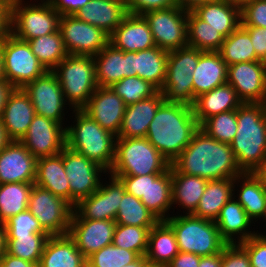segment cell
Instances as JSON below:
<instances>
[{"label":"cell","instance_id":"cell-1","mask_svg":"<svg viewBox=\"0 0 266 267\" xmlns=\"http://www.w3.org/2000/svg\"><path fill=\"white\" fill-rule=\"evenodd\" d=\"M171 165L179 173L199 176L207 181L234 179L244 173L230 144L217 141L200 128Z\"/></svg>","mask_w":266,"mask_h":267},{"label":"cell","instance_id":"cell-2","mask_svg":"<svg viewBox=\"0 0 266 267\" xmlns=\"http://www.w3.org/2000/svg\"><path fill=\"white\" fill-rule=\"evenodd\" d=\"M198 129L192 106L164 101L149 124L146 138L171 164Z\"/></svg>","mask_w":266,"mask_h":267},{"label":"cell","instance_id":"cell-3","mask_svg":"<svg viewBox=\"0 0 266 267\" xmlns=\"http://www.w3.org/2000/svg\"><path fill=\"white\" fill-rule=\"evenodd\" d=\"M237 123L230 146L239 168L253 172L266 159V104L242 103L237 109Z\"/></svg>","mask_w":266,"mask_h":267},{"label":"cell","instance_id":"cell-4","mask_svg":"<svg viewBox=\"0 0 266 267\" xmlns=\"http://www.w3.org/2000/svg\"><path fill=\"white\" fill-rule=\"evenodd\" d=\"M74 121L66 126V146L108 173L115 159L116 135L102 128L82 110H73Z\"/></svg>","mask_w":266,"mask_h":267},{"label":"cell","instance_id":"cell-5","mask_svg":"<svg viewBox=\"0 0 266 267\" xmlns=\"http://www.w3.org/2000/svg\"><path fill=\"white\" fill-rule=\"evenodd\" d=\"M170 162L146 137L116 138L115 159L109 171L113 176L162 174Z\"/></svg>","mask_w":266,"mask_h":267},{"label":"cell","instance_id":"cell-6","mask_svg":"<svg viewBox=\"0 0 266 267\" xmlns=\"http://www.w3.org/2000/svg\"><path fill=\"white\" fill-rule=\"evenodd\" d=\"M165 222L175 234L179 252L210 256L221 253L227 245L214 221L178 213Z\"/></svg>","mask_w":266,"mask_h":267},{"label":"cell","instance_id":"cell-7","mask_svg":"<svg viewBox=\"0 0 266 267\" xmlns=\"http://www.w3.org/2000/svg\"><path fill=\"white\" fill-rule=\"evenodd\" d=\"M52 71L70 111L81 110L98 87L93 56L67 55Z\"/></svg>","mask_w":266,"mask_h":267},{"label":"cell","instance_id":"cell-8","mask_svg":"<svg viewBox=\"0 0 266 267\" xmlns=\"http://www.w3.org/2000/svg\"><path fill=\"white\" fill-rule=\"evenodd\" d=\"M202 52L188 45L168 52L166 77L160 90L165 101L194 105L192 73Z\"/></svg>","mask_w":266,"mask_h":267},{"label":"cell","instance_id":"cell-9","mask_svg":"<svg viewBox=\"0 0 266 267\" xmlns=\"http://www.w3.org/2000/svg\"><path fill=\"white\" fill-rule=\"evenodd\" d=\"M24 2V3H23ZM16 0L10 8V33L28 41L59 30L61 15L46 0Z\"/></svg>","mask_w":266,"mask_h":267},{"label":"cell","instance_id":"cell-10","mask_svg":"<svg viewBox=\"0 0 266 267\" xmlns=\"http://www.w3.org/2000/svg\"><path fill=\"white\" fill-rule=\"evenodd\" d=\"M121 180L125 191L140 199L160 221L167 220L172 206V177L170 168L162 174L141 176H115Z\"/></svg>","mask_w":266,"mask_h":267},{"label":"cell","instance_id":"cell-11","mask_svg":"<svg viewBox=\"0 0 266 267\" xmlns=\"http://www.w3.org/2000/svg\"><path fill=\"white\" fill-rule=\"evenodd\" d=\"M4 79L13 88H24L47 70L32 53L27 41L9 34L1 43Z\"/></svg>","mask_w":266,"mask_h":267},{"label":"cell","instance_id":"cell-12","mask_svg":"<svg viewBox=\"0 0 266 267\" xmlns=\"http://www.w3.org/2000/svg\"><path fill=\"white\" fill-rule=\"evenodd\" d=\"M73 209L64 199L33 185L29 196L28 210L49 236L68 234Z\"/></svg>","mask_w":266,"mask_h":267},{"label":"cell","instance_id":"cell-13","mask_svg":"<svg viewBox=\"0 0 266 267\" xmlns=\"http://www.w3.org/2000/svg\"><path fill=\"white\" fill-rule=\"evenodd\" d=\"M152 32L154 43L167 52L188 45V11L173 6L167 9L151 10L143 14Z\"/></svg>","mask_w":266,"mask_h":267},{"label":"cell","instance_id":"cell-14","mask_svg":"<svg viewBox=\"0 0 266 267\" xmlns=\"http://www.w3.org/2000/svg\"><path fill=\"white\" fill-rule=\"evenodd\" d=\"M63 165L69 181L70 205L73 208L81 199L89 197L99 188L102 174H108L105 169L67 146L63 149Z\"/></svg>","mask_w":266,"mask_h":267},{"label":"cell","instance_id":"cell-15","mask_svg":"<svg viewBox=\"0 0 266 267\" xmlns=\"http://www.w3.org/2000/svg\"><path fill=\"white\" fill-rule=\"evenodd\" d=\"M59 30L68 55L95 56L109 43L107 33L74 15L61 16Z\"/></svg>","mask_w":266,"mask_h":267},{"label":"cell","instance_id":"cell-16","mask_svg":"<svg viewBox=\"0 0 266 267\" xmlns=\"http://www.w3.org/2000/svg\"><path fill=\"white\" fill-rule=\"evenodd\" d=\"M23 90L30 97L35 114L50 118L64 127L65 105H69L63 95L61 85L53 71H46L42 76L28 83Z\"/></svg>","mask_w":266,"mask_h":267},{"label":"cell","instance_id":"cell-17","mask_svg":"<svg viewBox=\"0 0 266 267\" xmlns=\"http://www.w3.org/2000/svg\"><path fill=\"white\" fill-rule=\"evenodd\" d=\"M109 182L103 184L89 197L81 199L74 211L82 219L91 220H113L116 219L119 205L123 198L125 187L121 180L113 175L107 174Z\"/></svg>","mask_w":266,"mask_h":267},{"label":"cell","instance_id":"cell-18","mask_svg":"<svg viewBox=\"0 0 266 267\" xmlns=\"http://www.w3.org/2000/svg\"><path fill=\"white\" fill-rule=\"evenodd\" d=\"M20 142L36 158L54 156L66 147V127L50 118L35 115Z\"/></svg>","mask_w":266,"mask_h":267},{"label":"cell","instance_id":"cell-19","mask_svg":"<svg viewBox=\"0 0 266 267\" xmlns=\"http://www.w3.org/2000/svg\"><path fill=\"white\" fill-rule=\"evenodd\" d=\"M115 227L116 222L113 220L82 219L73 210L68 235L87 259L93 253L112 244Z\"/></svg>","mask_w":266,"mask_h":267},{"label":"cell","instance_id":"cell-20","mask_svg":"<svg viewBox=\"0 0 266 267\" xmlns=\"http://www.w3.org/2000/svg\"><path fill=\"white\" fill-rule=\"evenodd\" d=\"M227 82L243 103L266 102V67L260 60L228 66Z\"/></svg>","mask_w":266,"mask_h":267},{"label":"cell","instance_id":"cell-21","mask_svg":"<svg viewBox=\"0 0 266 267\" xmlns=\"http://www.w3.org/2000/svg\"><path fill=\"white\" fill-rule=\"evenodd\" d=\"M123 99L110 87H97L87 104L81 109L102 128L118 135L126 110Z\"/></svg>","mask_w":266,"mask_h":267},{"label":"cell","instance_id":"cell-22","mask_svg":"<svg viewBox=\"0 0 266 267\" xmlns=\"http://www.w3.org/2000/svg\"><path fill=\"white\" fill-rule=\"evenodd\" d=\"M37 158L20 141H10L0 151V184L35 183Z\"/></svg>","mask_w":266,"mask_h":267},{"label":"cell","instance_id":"cell-23","mask_svg":"<svg viewBox=\"0 0 266 267\" xmlns=\"http://www.w3.org/2000/svg\"><path fill=\"white\" fill-rule=\"evenodd\" d=\"M99 87H110L123 78L137 76L134 72V52H124L108 43L93 56Z\"/></svg>","mask_w":266,"mask_h":267},{"label":"cell","instance_id":"cell-24","mask_svg":"<svg viewBox=\"0 0 266 267\" xmlns=\"http://www.w3.org/2000/svg\"><path fill=\"white\" fill-rule=\"evenodd\" d=\"M109 43L124 52H138L155 45L149 24L143 15L127 13L109 35Z\"/></svg>","mask_w":266,"mask_h":267},{"label":"cell","instance_id":"cell-25","mask_svg":"<svg viewBox=\"0 0 266 267\" xmlns=\"http://www.w3.org/2000/svg\"><path fill=\"white\" fill-rule=\"evenodd\" d=\"M35 109L23 88H13L3 107L1 120L11 141H20L26 134Z\"/></svg>","mask_w":266,"mask_h":267},{"label":"cell","instance_id":"cell-26","mask_svg":"<svg viewBox=\"0 0 266 267\" xmlns=\"http://www.w3.org/2000/svg\"><path fill=\"white\" fill-rule=\"evenodd\" d=\"M253 223L255 224L234 197L222 207L215 220L220 235L227 244H240L256 235L258 230L255 232V229H250Z\"/></svg>","mask_w":266,"mask_h":267},{"label":"cell","instance_id":"cell-27","mask_svg":"<svg viewBox=\"0 0 266 267\" xmlns=\"http://www.w3.org/2000/svg\"><path fill=\"white\" fill-rule=\"evenodd\" d=\"M164 101L163 93L158 91L149 98L127 105L116 138L146 137L149 124Z\"/></svg>","mask_w":266,"mask_h":267},{"label":"cell","instance_id":"cell-28","mask_svg":"<svg viewBox=\"0 0 266 267\" xmlns=\"http://www.w3.org/2000/svg\"><path fill=\"white\" fill-rule=\"evenodd\" d=\"M127 13L125 0H90L74 16L110 35Z\"/></svg>","mask_w":266,"mask_h":267},{"label":"cell","instance_id":"cell-29","mask_svg":"<svg viewBox=\"0 0 266 267\" xmlns=\"http://www.w3.org/2000/svg\"><path fill=\"white\" fill-rule=\"evenodd\" d=\"M227 64L219 51H203L193 76V97L211 91L227 82Z\"/></svg>","mask_w":266,"mask_h":267},{"label":"cell","instance_id":"cell-30","mask_svg":"<svg viewBox=\"0 0 266 267\" xmlns=\"http://www.w3.org/2000/svg\"><path fill=\"white\" fill-rule=\"evenodd\" d=\"M242 103L235 89L226 82L197 97L192 107L200 126L206 119L214 115L238 109Z\"/></svg>","mask_w":266,"mask_h":267},{"label":"cell","instance_id":"cell-31","mask_svg":"<svg viewBox=\"0 0 266 267\" xmlns=\"http://www.w3.org/2000/svg\"><path fill=\"white\" fill-rule=\"evenodd\" d=\"M236 185L237 188L238 186L240 187L238 191L236 190ZM233 197L242 205L253 222H257L261 218L265 222L266 189L252 172H244L234 178Z\"/></svg>","mask_w":266,"mask_h":267},{"label":"cell","instance_id":"cell-32","mask_svg":"<svg viewBox=\"0 0 266 267\" xmlns=\"http://www.w3.org/2000/svg\"><path fill=\"white\" fill-rule=\"evenodd\" d=\"M192 12L225 38L241 25V10L226 0H212L196 6Z\"/></svg>","mask_w":266,"mask_h":267},{"label":"cell","instance_id":"cell-33","mask_svg":"<svg viewBox=\"0 0 266 267\" xmlns=\"http://www.w3.org/2000/svg\"><path fill=\"white\" fill-rule=\"evenodd\" d=\"M35 185L50 191L70 204V187L60 154L37 158Z\"/></svg>","mask_w":266,"mask_h":267},{"label":"cell","instance_id":"cell-34","mask_svg":"<svg viewBox=\"0 0 266 267\" xmlns=\"http://www.w3.org/2000/svg\"><path fill=\"white\" fill-rule=\"evenodd\" d=\"M38 267H87L86 258L69 235L50 236Z\"/></svg>","mask_w":266,"mask_h":267},{"label":"cell","instance_id":"cell-35","mask_svg":"<svg viewBox=\"0 0 266 267\" xmlns=\"http://www.w3.org/2000/svg\"><path fill=\"white\" fill-rule=\"evenodd\" d=\"M178 253L172 228L165 221H159L149 231L145 254L147 261L152 267H166Z\"/></svg>","mask_w":266,"mask_h":267},{"label":"cell","instance_id":"cell-36","mask_svg":"<svg viewBox=\"0 0 266 267\" xmlns=\"http://www.w3.org/2000/svg\"><path fill=\"white\" fill-rule=\"evenodd\" d=\"M172 177V205H178L183 210V214H193L202 197L207 180L199 176H190L179 173L171 165Z\"/></svg>","mask_w":266,"mask_h":267},{"label":"cell","instance_id":"cell-37","mask_svg":"<svg viewBox=\"0 0 266 267\" xmlns=\"http://www.w3.org/2000/svg\"><path fill=\"white\" fill-rule=\"evenodd\" d=\"M233 186L234 179L208 181L192 215L215 222L222 207L233 197Z\"/></svg>","mask_w":266,"mask_h":267},{"label":"cell","instance_id":"cell-38","mask_svg":"<svg viewBox=\"0 0 266 267\" xmlns=\"http://www.w3.org/2000/svg\"><path fill=\"white\" fill-rule=\"evenodd\" d=\"M168 52L157 46L134 52V72L152 85L159 91L166 77Z\"/></svg>","mask_w":266,"mask_h":267},{"label":"cell","instance_id":"cell-39","mask_svg":"<svg viewBox=\"0 0 266 267\" xmlns=\"http://www.w3.org/2000/svg\"><path fill=\"white\" fill-rule=\"evenodd\" d=\"M34 183L0 184V223L28 209L30 192Z\"/></svg>","mask_w":266,"mask_h":267},{"label":"cell","instance_id":"cell-40","mask_svg":"<svg viewBox=\"0 0 266 267\" xmlns=\"http://www.w3.org/2000/svg\"><path fill=\"white\" fill-rule=\"evenodd\" d=\"M38 61L52 71L68 54L60 30L27 41Z\"/></svg>","mask_w":266,"mask_h":267},{"label":"cell","instance_id":"cell-41","mask_svg":"<svg viewBox=\"0 0 266 267\" xmlns=\"http://www.w3.org/2000/svg\"><path fill=\"white\" fill-rule=\"evenodd\" d=\"M219 53L227 66L260 60L256 56L249 33L241 25L225 38Z\"/></svg>","mask_w":266,"mask_h":267},{"label":"cell","instance_id":"cell-42","mask_svg":"<svg viewBox=\"0 0 266 267\" xmlns=\"http://www.w3.org/2000/svg\"><path fill=\"white\" fill-rule=\"evenodd\" d=\"M188 46L202 51H219L225 37L199 19L192 11L187 16Z\"/></svg>","mask_w":266,"mask_h":267},{"label":"cell","instance_id":"cell-43","mask_svg":"<svg viewBox=\"0 0 266 267\" xmlns=\"http://www.w3.org/2000/svg\"><path fill=\"white\" fill-rule=\"evenodd\" d=\"M159 221L140 199L127 192L124 193L116 214V224L153 227Z\"/></svg>","mask_w":266,"mask_h":267},{"label":"cell","instance_id":"cell-44","mask_svg":"<svg viewBox=\"0 0 266 267\" xmlns=\"http://www.w3.org/2000/svg\"><path fill=\"white\" fill-rule=\"evenodd\" d=\"M6 252L23 260L39 265L47 239V233L32 235H6Z\"/></svg>","mask_w":266,"mask_h":267},{"label":"cell","instance_id":"cell-45","mask_svg":"<svg viewBox=\"0 0 266 267\" xmlns=\"http://www.w3.org/2000/svg\"><path fill=\"white\" fill-rule=\"evenodd\" d=\"M152 227L116 224L112 244L145 256L148 247V235Z\"/></svg>","mask_w":266,"mask_h":267},{"label":"cell","instance_id":"cell-46","mask_svg":"<svg viewBox=\"0 0 266 267\" xmlns=\"http://www.w3.org/2000/svg\"><path fill=\"white\" fill-rule=\"evenodd\" d=\"M237 109L206 119L199 128L217 141L230 144L237 132Z\"/></svg>","mask_w":266,"mask_h":267},{"label":"cell","instance_id":"cell-47","mask_svg":"<svg viewBox=\"0 0 266 267\" xmlns=\"http://www.w3.org/2000/svg\"><path fill=\"white\" fill-rule=\"evenodd\" d=\"M110 88L123 99L126 105L149 98L159 91L150 82L137 76L123 78L113 83Z\"/></svg>","mask_w":266,"mask_h":267},{"label":"cell","instance_id":"cell-48","mask_svg":"<svg viewBox=\"0 0 266 267\" xmlns=\"http://www.w3.org/2000/svg\"><path fill=\"white\" fill-rule=\"evenodd\" d=\"M139 255L110 244L86 259L87 267H122L135 261Z\"/></svg>","mask_w":266,"mask_h":267},{"label":"cell","instance_id":"cell-49","mask_svg":"<svg viewBox=\"0 0 266 267\" xmlns=\"http://www.w3.org/2000/svg\"><path fill=\"white\" fill-rule=\"evenodd\" d=\"M6 235H32L34 233H46L39 221L27 209L11 217L4 223Z\"/></svg>","mask_w":266,"mask_h":267},{"label":"cell","instance_id":"cell-50","mask_svg":"<svg viewBox=\"0 0 266 267\" xmlns=\"http://www.w3.org/2000/svg\"><path fill=\"white\" fill-rule=\"evenodd\" d=\"M257 233L240 245L250 257L251 267H266V235Z\"/></svg>","mask_w":266,"mask_h":267},{"label":"cell","instance_id":"cell-51","mask_svg":"<svg viewBox=\"0 0 266 267\" xmlns=\"http://www.w3.org/2000/svg\"><path fill=\"white\" fill-rule=\"evenodd\" d=\"M241 26L266 28V0H255L241 10Z\"/></svg>","mask_w":266,"mask_h":267},{"label":"cell","instance_id":"cell-52","mask_svg":"<svg viewBox=\"0 0 266 267\" xmlns=\"http://www.w3.org/2000/svg\"><path fill=\"white\" fill-rule=\"evenodd\" d=\"M222 267H251L250 257L240 244H227L222 250Z\"/></svg>","mask_w":266,"mask_h":267},{"label":"cell","instance_id":"cell-53","mask_svg":"<svg viewBox=\"0 0 266 267\" xmlns=\"http://www.w3.org/2000/svg\"><path fill=\"white\" fill-rule=\"evenodd\" d=\"M127 12L143 15L151 10L167 9L178 6L176 0H125Z\"/></svg>","mask_w":266,"mask_h":267},{"label":"cell","instance_id":"cell-54","mask_svg":"<svg viewBox=\"0 0 266 267\" xmlns=\"http://www.w3.org/2000/svg\"><path fill=\"white\" fill-rule=\"evenodd\" d=\"M61 16H71L85 7L90 0H46Z\"/></svg>","mask_w":266,"mask_h":267},{"label":"cell","instance_id":"cell-55","mask_svg":"<svg viewBox=\"0 0 266 267\" xmlns=\"http://www.w3.org/2000/svg\"><path fill=\"white\" fill-rule=\"evenodd\" d=\"M242 27L249 33L256 56L261 60L266 54V28Z\"/></svg>","mask_w":266,"mask_h":267},{"label":"cell","instance_id":"cell-56","mask_svg":"<svg viewBox=\"0 0 266 267\" xmlns=\"http://www.w3.org/2000/svg\"><path fill=\"white\" fill-rule=\"evenodd\" d=\"M199 255L179 252L166 267H199Z\"/></svg>","mask_w":266,"mask_h":267},{"label":"cell","instance_id":"cell-57","mask_svg":"<svg viewBox=\"0 0 266 267\" xmlns=\"http://www.w3.org/2000/svg\"><path fill=\"white\" fill-rule=\"evenodd\" d=\"M10 34V7L0 5V44Z\"/></svg>","mask_w":266,"mask_h":267},{"label":"cell","instance_id":"cell-58","mask_svg":"<svg viewBox=\"0 0 266 267\" xmlns=\"http://www.w3.org/2000/svg\"><path fill=\"white\" fill-rule=\"evenodd\" d=\"M0 267H38V264L23 260L6 252L0 259Z\"/></svg>","mask_w":266,"mask_h":267},{"label":"cell","instance_id":"cell-59","mask_svg":"<svg viewBox=\"0 0 266 267\" xmlns=\"http://www.w3.org/2000/svg\"><path fill=\"white\" fill-rule=\"evenodd\" d=\"M199 267H222V252L210 256H201Z\"/></svg>","mask_w":266,"mask_h":267},{"label":"cell","instance_id":"cell-60","mask_svg":"<svg viewBox=\"0 0 266 267\" xmlns=\"http://www.w3.org/2000/svg\"><path fill=\"white\" fill-rule=\"evenodd\" d=\"M12 90L13 87L6 80L0 81V118L2 117L3 107L7 97Z\"/></svg>","mask_w":266,"mask_h":267},{"label":"cell","instance_id":"cell-61","mask_svg":"<svg viewBox=\"0 0 266 267\" xmlns=\"http://www.w3.org/2000/svg\"><path fill=\"white\" fill-rule=\"evenodd\" d=\"M177 5L187 11H192L196 6L205 4L212 0H176Z\"/></svg>","mask_w":266,"mask_h":267},{"label":"cell","instance_id":"cell-62","mask_svg":"<svg viewBox=\"0 0 266 267\" xmlns=\"http://www.w3.org/2000/svg\"><path fill=\"white\" fill-rule=\"evenodd\" d=\"M252 173L266 189V159Z\"/></svg>","mask_w":266,"mask_h":267},{"label":"cell","instance_id":"cell-63","mask_svg":"<svg viewBox=\"0 0 266 267\" xmlns=\"http://www.w3.org/2000/svg\"><path fill=\"white\" fill-rule=\"evenodd\" d=\"M6 244H7L6 228L3 223H0V259L6 253Z\"/></svg>","mask_w":266,"mask_h":267},{"label":"cell","instance_id":"cell-64","mask_svg":"<svg viewBox=\"0 0 266 267\" xmlns=\"http://www.w3.org/2000/svg\"><path fill=\"white\" fill-rule=\"evenodd\" d=\"M122 267H152L145 256H139L135 261Z\"/></svg>","mask_w":266,"mask_h":267},{"label":"cell","instance_id":"cell-65","mask_svg":"<svg viewBox=\"0 0 266 267\" xmlns=\"http://www.w3.org/2000/svg\"><path fill=\"white\" fill-rule=\"evenodd\" d=\"M11 140L8 138L5 128L3 126V122L0 118V151L10 142Z\"/></svg>","mask_w":266,"mask_h":267},{"label":"cell","instance_id":"cell-66","mask_svg":"<svg viewBox=\"0 0 266 267\" xmlns=\"http://www.w3.org/2000/svg\"><path fill=\"white\" fill-rule=\"evenodd\" d=\"M226 1H228L229 3L234 5L235 7L242 10L246 5L254 2L255 0H226Z\"/></svg>","mask_w":266,"mask_h":267},{"label":"cell","instance_id":"cell-67","mask_svg":"<svg viewBox=\"0 0 266 267\" xmlns=\"http://www.w3.org/2000/svg\"><path fill=\"white\" fill-rule=\"evenodd\" d=\"M4 79V72H3V54H2V47L0 44V81Z\"/></svg>","mask_w":266,"mask_h":267},{"label":"cell","instance_id":"cell-68","mask_svg":"<svg viewBox=\"0 0 266 267\" xmlns=\"http://www.w3.org/2000/svg\"><path fill=\"white\" fill-rule=\"evenodd\" d=\"M16 0H0V5H4V6H8L11 8L12 4L15 2Z\"/></svg>","mask_w":266,"mask_h":267},{"label":"cell","instance_id":"cell-69","mask_svg":"<svg viewBox=\"0 0 266 267\" xmlns=\"http://www.w3.org/2000/svg\"><path fill=\"white\" fill-rule=\"evenodd\" d=\"M263 64H264V66L266 67V54H265V56L260 60Z\"/></svg>","mask_w":266,"mask_h":267}]
</instances>
